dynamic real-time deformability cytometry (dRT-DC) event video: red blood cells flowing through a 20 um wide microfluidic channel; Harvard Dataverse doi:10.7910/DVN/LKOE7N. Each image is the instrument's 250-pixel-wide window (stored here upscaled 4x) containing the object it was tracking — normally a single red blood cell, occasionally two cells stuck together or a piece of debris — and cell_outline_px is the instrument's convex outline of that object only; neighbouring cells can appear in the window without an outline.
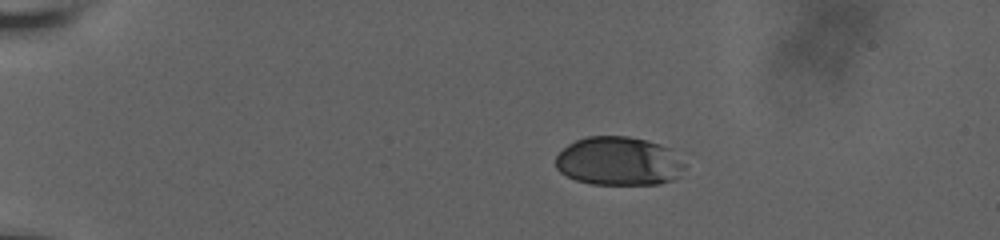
{"species": "human", "species_latin": "Homo sapiens", "temperature_condition": "room temperature", "stored_images_in_passage": 48, "camera_frame_rate_fps": 3000, "um_per_image_px": 0.085, "donor": {"sex": "male"}, "frame": {"image": 1, "passage_image": 1, "time_ms": 0.0, "image_size_px": [1000, 240], "cell_outline_px": [[684, 168], [680, 176], [672, 180], [660, 184], [592, 184], [576, 180], [560, 172], [556, 168], [556, 156], [568, 144], [576, 140], [588, 136], [628, 136], [648, 140], [672, 148], [680, 152], [684, 156]], "centroid_in_image_um": [52.67, 13.69], "position_along_channel_um": 32.3, "area_um2": 37.22}}
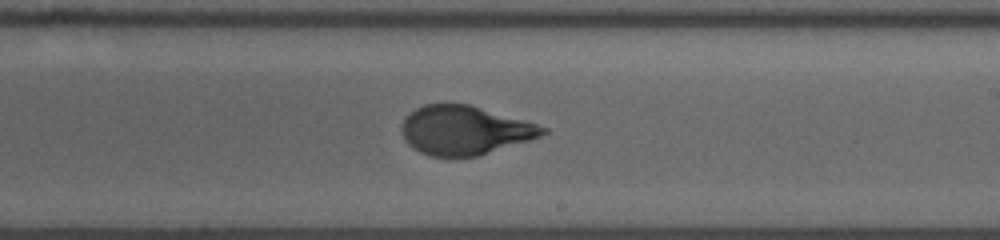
{"frame": {"image": 2, "passage_image": 26, "time_ms": 8.333, "image_size_px": [1000, 240], "cell_outline_px": [[548, 132], [540, 136], [528, 140], [476, 156], [432, 156], [420, 152], [408, 144], [404, 140], [400, 132], [400, 124], [416, 108], [424, 104], [468, 104], [536, 124], [548, 128]], "centroid_in_image_um": [39.44, 11.07], "position_along_channel_um": 249.6, "area_um2": 39.59}}
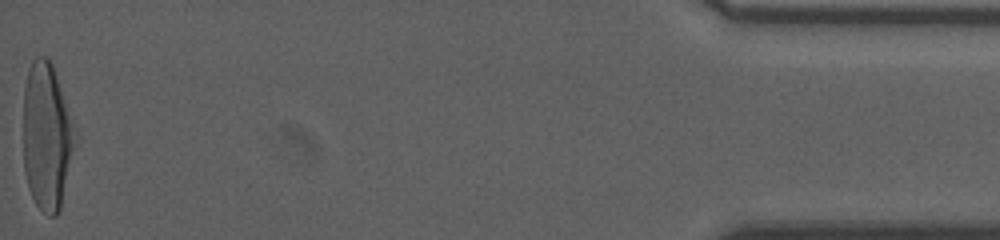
{"frame": {"image": 3, "passage_image": 48, "time_ms": 15.667, "image_size_px": [1000, 240], "cell_outline_px": [[76, 140], [60, 208], [56, 216], [48, 216], [36, 204], [28, 188], [24, 172], [24, 88], [28, 68], [32, 60], [36, 56], [44, 56], [52, 64], [72, 120]], "centroid_in_image_um": [3.95, 11.6], "position_along_channel_um": 431.2, "area_um2": 43.93}, "authors_computed_cell_mechanics": {"area_um2": 40.2866, "velocity_mm_per_s": 3.6399, "shape_relaxation_time_tau1_ms": 7.683, "shape_relaxation_time_tau2_ms": null, "deformation_change_tau1": 0.2543, "deformation_change_tau2": null}}